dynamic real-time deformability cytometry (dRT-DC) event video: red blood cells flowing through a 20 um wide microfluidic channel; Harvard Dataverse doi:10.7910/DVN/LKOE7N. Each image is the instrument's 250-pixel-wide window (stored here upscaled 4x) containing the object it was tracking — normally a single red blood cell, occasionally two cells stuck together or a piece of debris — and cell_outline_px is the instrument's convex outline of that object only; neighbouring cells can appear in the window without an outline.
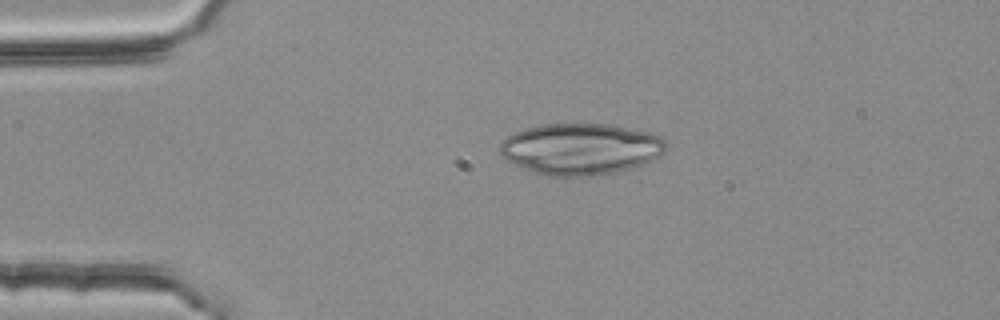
{"species": "common noctule bat (a hibernating species)", "species_latin": "Nyctalus noctula", "temperature_condition": "room temperature", "stored_images_in_passage": 1, "camera_frame_rate_fps": 3000, "um_per_image_px": 0.085, "animal": {"sex": "female", "body_mass_g": 25.1}, "frame": {"image": 1, "passage_image": 1, "time_ms": 0.0, "image_size_px": [1000, 320], "cell_outline_px": [[668, 148], [660, 156], [640, 164], [628, 168], [612, 172], [584, 176], [552, 176], [536, 172], [504, 160], [500, 156], [500, 144], [508, 136], [524, 128], [540, 124], [612, 124], [648, 132], [664, 140]], "centroid_in_image_um": [49.32, 12.64], "position_along_channel_um": 35.7, "area_um2": 49.3}}